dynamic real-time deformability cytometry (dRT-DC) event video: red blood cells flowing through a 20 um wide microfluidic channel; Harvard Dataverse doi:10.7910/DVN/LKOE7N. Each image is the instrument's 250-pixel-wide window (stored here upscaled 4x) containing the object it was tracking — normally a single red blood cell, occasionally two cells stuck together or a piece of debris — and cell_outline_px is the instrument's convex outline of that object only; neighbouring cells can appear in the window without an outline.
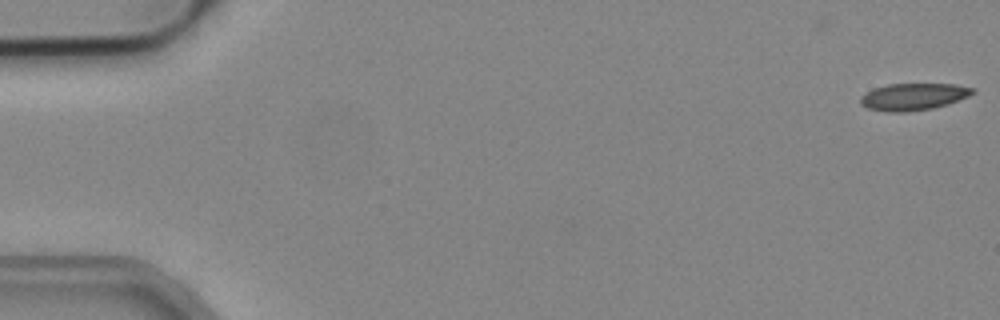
{"species": "common noctule bat (a hibernating species)", "species_latin": "Nyctalus noctula", "temperature_condition": "cold", "stored_images_in_passage": 53, "camera_frame_rate_fps": 3000, "um_per_image_px": 0.085, "animal": {"sex": "male", "body_mass_g": 19.2, "forearm_length_mm": 51.8}, "frame": {"image": 1, "passage_image": 1, "time_ms": 0.0, "image_size_px": [1000, 320], "cell_outline_px": [[976, 92], [968, 96], [948, 104], [932, 108], [904, 112], [888, 112], [868, 108], [860, 104], [860, 96], [872, 88], [888, 84], [956, 84], [976, 88]], "centroid_in_image_um": [77.63, 8.21], "position_along_channel_um": 7.4, "area_um2": 17.74}}
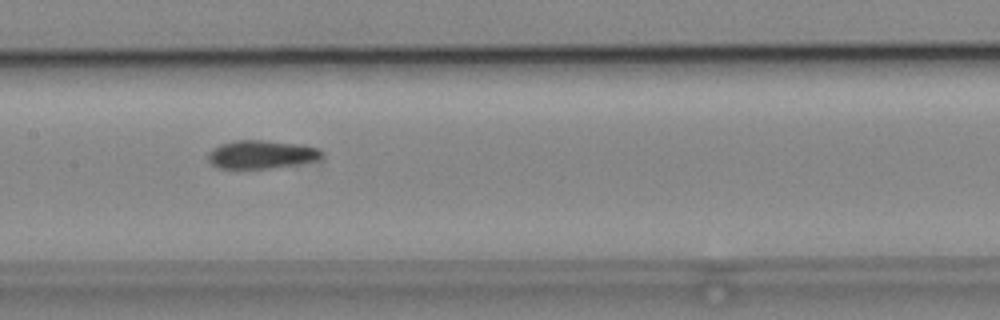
{"frame": {"image": 2, "passage_image": 26, "time_ms": 8.333, "image_size_px": [1000, 320], "cell_outline_px": [[324, 156], [316, 160], [296, 164], [272, 168], [220, 168], [212, 164], [208, 160], [208, 152], [212, 148], [220, 144], [236, 140], [264, 140], [300, 144], [316, 148], [324, 152]], "centroid_in_image_um": [22.21, 13.12], "position_along_channel_um": 185.2, "area_um2": 18.73}}
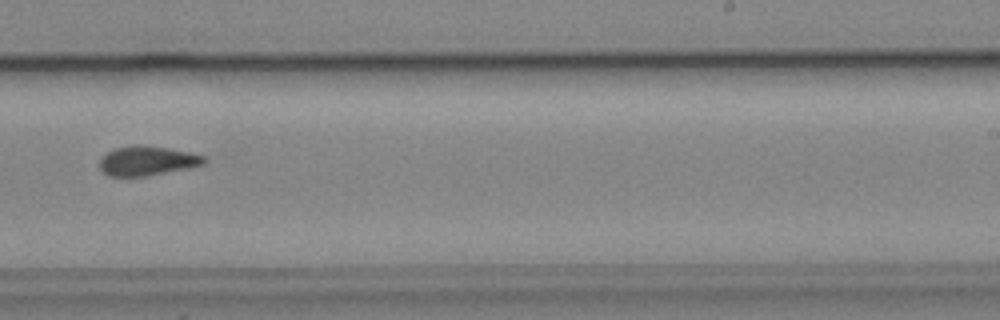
{"frame": {"image": 3, "passage_image": 33, "time_ms": 10.667, "image_size_px": [1000, 320], "cell_outline_px": [[208, 160], [204, 164], [144, 176], [108, 176], [100, 168], [100, 156], [116, 148], [132, 144], [140, 144], [168, 148], [192, 152], [208, 156]], "centroid_in_image_um": [12.52, 13.64], "position_along_channel_um": 276.5, "area_um2": 17.98}, "authors_computed_cell_mechanics": {"area_um2": 18.2648, "velocity_mm_per_s": 3.9414, "shape_relaxation_time_tau1_ms": null, "shape_relaxation_time_tau2_ms": 4.3695, "deformation_change_tau1": null, "deformation_change_tau2": 0.1134}}